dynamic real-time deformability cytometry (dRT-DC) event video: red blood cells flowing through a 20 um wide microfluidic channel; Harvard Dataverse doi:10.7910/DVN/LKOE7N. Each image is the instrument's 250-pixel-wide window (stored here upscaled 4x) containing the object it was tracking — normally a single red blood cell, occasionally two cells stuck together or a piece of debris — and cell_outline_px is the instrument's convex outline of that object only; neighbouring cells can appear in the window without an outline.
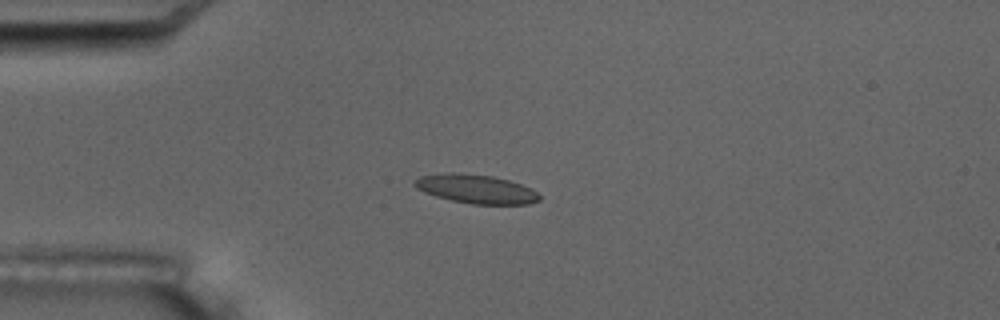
{"species": "common noctule bat (a hibernating species)", "species_latin": "Nyctalus noctula", "temperature_condition": "room temperature", "stored_images_in_passage": 6, "camera_frame_rate_fps": 3000, "um_per_image_px": 0.085, "animal": {"sex": "male", "body_mass_g": 17.5, "forearm_length_mm": 52.3}, "frame": {"image": 1, "passage_image": 3, "time_ms": 2.333, "image_size_px": [1000, 320], "cell_outline_px": [[540, 200], [528, 204], [472, 204], [452, 200], [436, 196], [424, 192], [416, 188], [412, 184], [412, 180], [420, 176], [444, 172], [460, 172], [492, 176], [508, 180], [532, 188], [540, 196]], "centroid_in_image_um": [40.42, 16.05], "position_along_channel_um": 44.6, "area_um2": 21.15}}